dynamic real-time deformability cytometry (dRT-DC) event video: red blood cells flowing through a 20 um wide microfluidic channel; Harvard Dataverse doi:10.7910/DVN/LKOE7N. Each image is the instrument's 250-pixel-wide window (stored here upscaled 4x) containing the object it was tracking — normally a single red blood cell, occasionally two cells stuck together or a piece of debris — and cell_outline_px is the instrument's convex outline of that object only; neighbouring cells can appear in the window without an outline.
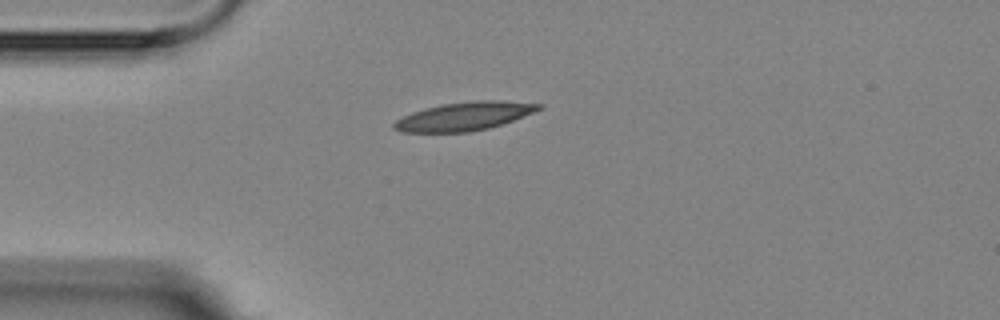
{"species": "Egyptian fruit bat (a non-hibernating species)", "species_latin": "Rousettus aegyptiacus", "temperature_condition": "room temperature", "stored_images_in_passage": 2, "camera_frame_rate_fps": 3000, "um_per_image_px": 0.085, "animal": {"sex": "female"}, "frame": {"image": 1, "passage_image": 1, "time_ms": 0.0, "image_size_px": [1000, 320], "cell_outline_px": [[544, 104], [540, 108], [532, 112], [512, 120], [488, 128], [468, 132], [400, 132], [392, 128], [392, 124], [396, 120], [412, 112], [424, 108], [440, 104], [476, 100], [500, 100]], "centroid_in_image_um": [39.4, 9.88], "position_along_channel_um": 45.6, "area_um2": 23.81}}